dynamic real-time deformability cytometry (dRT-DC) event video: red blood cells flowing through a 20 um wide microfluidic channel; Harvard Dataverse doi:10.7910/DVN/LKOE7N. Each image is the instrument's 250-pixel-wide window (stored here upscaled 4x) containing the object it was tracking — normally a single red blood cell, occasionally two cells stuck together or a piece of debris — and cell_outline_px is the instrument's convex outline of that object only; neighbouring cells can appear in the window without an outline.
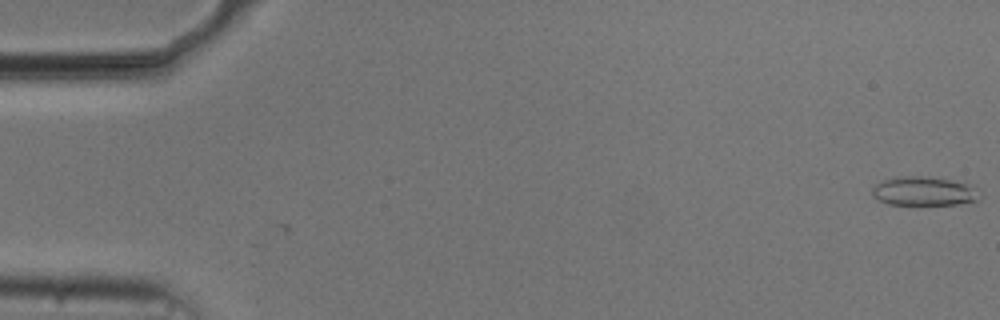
{"species": "common noctule bat (a hibernating species)", "species_latin": "Nyctalus noctula", "temperature_condition": "cold", "stored_images_in_passage": 3, "camera_frame_rate_fps": 3000, "um_per_image_px": 0.085, "animal": {"sex": "male", "body_mass_g": 20.5, "forearm_length_mm": 52.5}, "frame": {"image": 1, "passage_image": 1, "time_ms": 0.0, "image_size_px": [1000, 320], "cell_outline_px": [[980, 200], [956, 204], [888, 204], [872, 196], [872, 188], [876, 184], [884, 180], [904, 176], [920, 176], [948, 180], [964, 184], [980, 196]], "centroid_in_image_um": [78.44, 16.27], "position_along_channel_um": 6.6, "area_um2": 17.4}}